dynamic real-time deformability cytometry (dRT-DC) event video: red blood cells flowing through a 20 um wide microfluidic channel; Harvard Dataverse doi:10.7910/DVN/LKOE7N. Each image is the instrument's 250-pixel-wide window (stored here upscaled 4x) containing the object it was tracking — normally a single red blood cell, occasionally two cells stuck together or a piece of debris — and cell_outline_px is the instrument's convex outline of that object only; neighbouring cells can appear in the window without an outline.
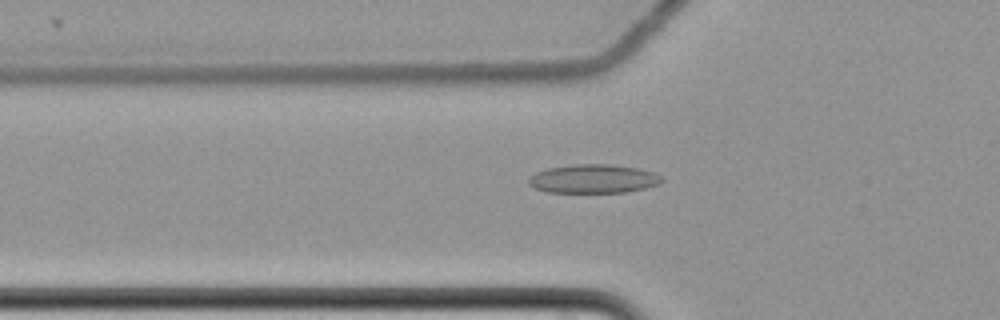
{"species": "common noctule bat (a hibernating species)", "species_latin": "Nyctalus noctula", "temperature_condition": "cold", "stored_images_in_passage": 56, "camera_frame_rate_fps": 3000, "um_per_image_px": 0.085, "animal": {"sex": "female", "body_mass_g": 22.7, "forearm_length_mm": 54.2}, "frame": {"image": 1, "passage_image": 18, "time_ms": 5.667, "image_size_px": [1000, 320], "cell_outline_px": [[664, 180], [656, 184], [644, 188], [628, 192], [548, 192], [536, 188], [528, 184], [528, 176], [536, 172], [548, 168], [572, 164], [612, 164], [636, 168], [652, 172], [660, 176]], "centroid_in_image_um": [50.39, 15.19], "position_along_channel_um": 75.4, "area_um2": 22.2}}
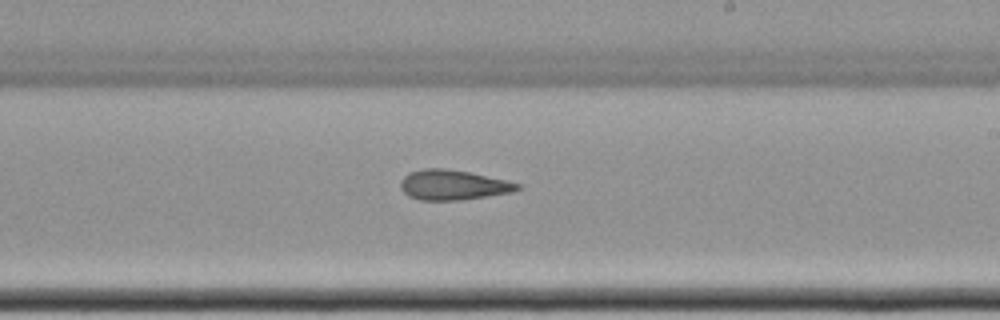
{"frame": {"image": 2, "passage_image": 33, "time_ms": 10.667, "image_size_px": [1000, 320], "cell_outline_px": [[520, 188], [512, 192], [464, 200], [420, 200], [408, 196], [400, 188], [400, 180], [408, 172], [424, 168], [444, 168], [468, 172], [504, 180], [520, 184]], "centroid_in_image_um": [38.45, 15.72], "position_along_channel_um": 250.6, "area_um2": 20.4}}
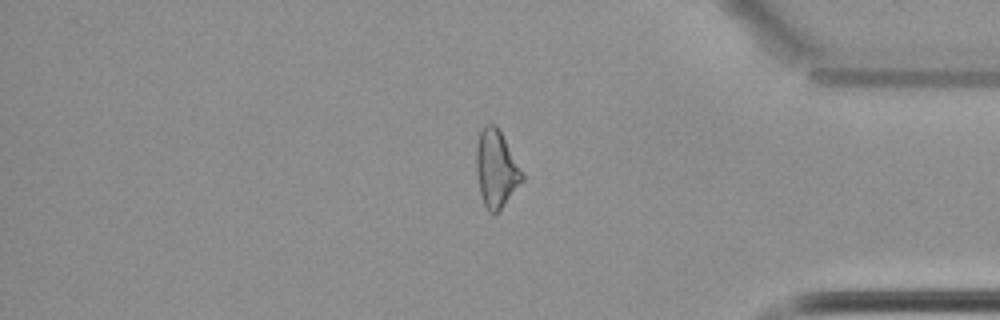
{"frame": {"image": 3, "passage_image": 47, "time_ms": 15.333, "image_size_px": [1000, 320], "cell_outline_px": [[524, 180], [496, 216], [492, 216], [488, 212], [484, 204], [480, 192], [476, 172], [476, 144], [480, 132], [484, 124], [496, 124], [524, 176]], "centroid_in_image_um": [42.15, 14.4], "position_along_channel_um": 393.0, "area_um2": 20.69}, "authors_computed_cell_mechanics": {"area_um2": 21.4149, "velocity_mm_per_s": 3.509, "shape_relaxation_time_tau1_ms": null, "shape_relaxation_time_tau2_ms": 8.6482, "deformation_change_tau1": null, "deformation_change_tau2": 0.1927}}